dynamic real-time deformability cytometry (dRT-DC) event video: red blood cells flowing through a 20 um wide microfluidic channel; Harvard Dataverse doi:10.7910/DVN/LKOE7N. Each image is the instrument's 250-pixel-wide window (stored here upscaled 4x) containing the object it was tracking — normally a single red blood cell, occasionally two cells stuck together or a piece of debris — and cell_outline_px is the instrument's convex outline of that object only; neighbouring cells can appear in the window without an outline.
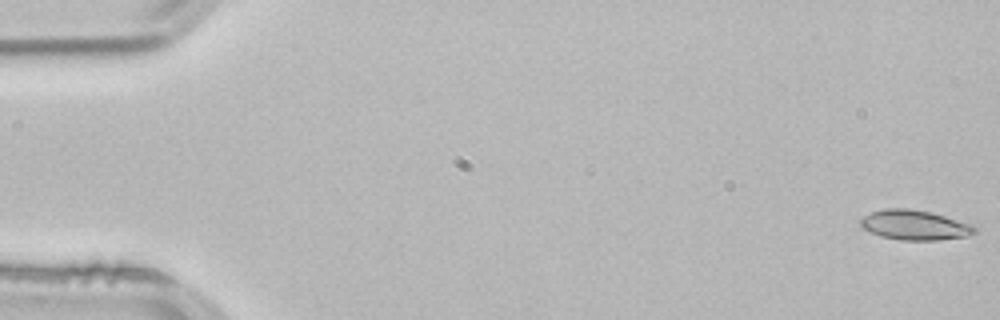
{"species": "common noctule bat (a hibernating species)", "species_latin": "Nyctalus noctula", "temperature_condition": "room temperature", "stored_images_in_passage": 53, "camera_frame_rate_fps": 3000, "um_per_image_px": 0.085, "animal": {"sex": "male", "body_mass_g": 21.5, "forearm_length_mm": 52.0}, "frame": {"image": 1, "passage_image": 1, "time_ms": 0.0, "image_size_px": [1000, 320], "cell_outline_px": [[976, 232], [968, 236], [936, 240], [900, 240], [880, 236], [864, 228], [860, 224], [860, 220], [864, 216], [872, 212], [884, 208], [908, 208], [932, 212], [972, 224], [976, 228]], "centroid_in_image_um": [77.77, 19.12], "position_along_channel_um": 7.2, "area_um2": 19.83}}
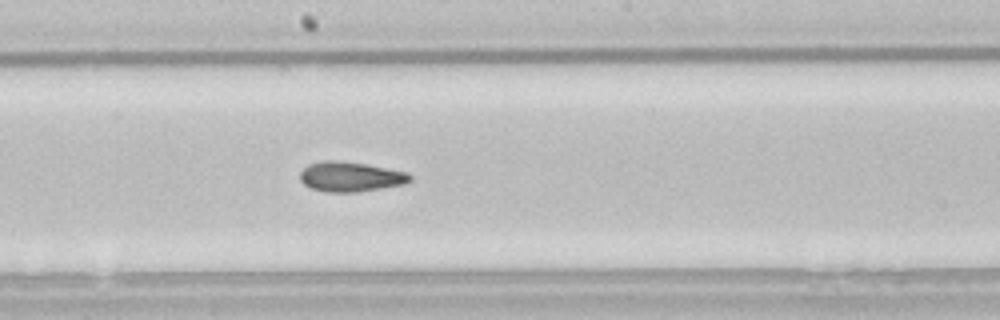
{"frame": {"image": 2, "passage_image": 29, "time_ms": 9.333, "image_size_px": [1000, 320], "cell_outline_px": [[412, 180], [404, 184], [356, 192], [328, 192], [312, 188], [304, 184], [300, 180], [300, 172], [308, 164], [324, 160], [340, 160], [368, 164], [408, 172], [412, 176]], "centroid_in_image_um": [29.8, 15.0], "position_along_channel_um": 218.4, "area_um2": 19.25}}
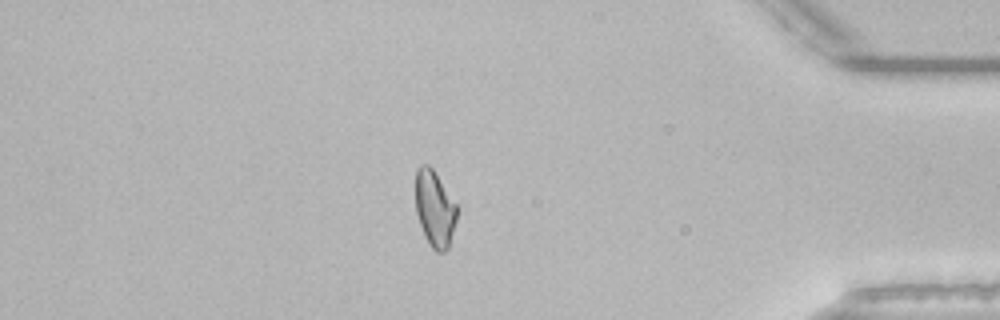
{"frame": {"image": 3, "passage_image": 46, "time_ms": 15.0, "image_size_px": [1000, 320], "cell_outline_px": [[460, 208], [448, 248], [444, 252], [436, 252], [428, 244], [424, 236], [416, 212], [416, 168], [420, 164], [428, 164], [432, 168]], "centroid_in_image_um": [36.97, 17.74], "position_along_channel_um": 398.2, "area_um2": 18.67}, "authors_computed_cell_mechanics": {"area_um2": 18.9584, "velocity_mm_per_s": 3.8316, "shape_relaxation_time_tau1_ms": null, "shape_relaxation_time_tau2_ms": 1.6561, "deformation_change_tau1": null, "deformation_change_tau2": 0.0765}}